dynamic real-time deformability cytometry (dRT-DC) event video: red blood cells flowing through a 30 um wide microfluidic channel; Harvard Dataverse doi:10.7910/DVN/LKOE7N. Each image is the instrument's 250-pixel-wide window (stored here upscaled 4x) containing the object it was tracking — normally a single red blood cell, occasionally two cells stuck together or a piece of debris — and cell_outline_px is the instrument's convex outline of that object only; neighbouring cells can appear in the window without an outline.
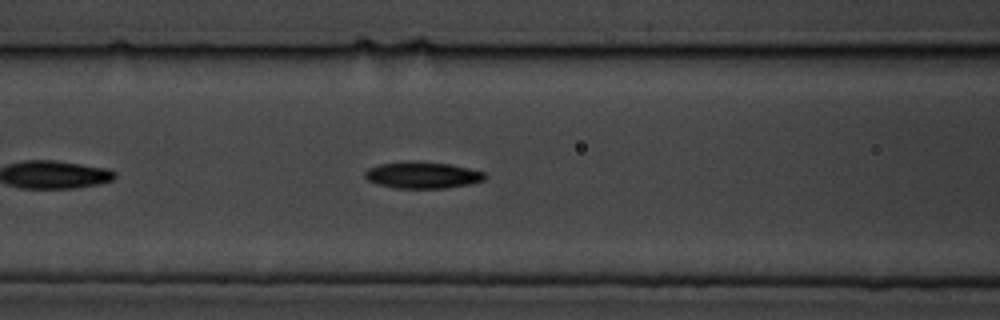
{"species": "common noctule bat (a hibernating species)", "species_latin": "Nyctalus noctula", "temperature_condition": "cold", "stored_images_in_passage": 47, "camera_frame_rate_fps": 3000, "um_per_image_px": 0.085, "animal": {"sex": "male", "body_mass_g": 19.5, "forearm_length_mm": 54.6}, "frame": {"image": 1, "passage_image": 10, "time_ms": 3.0, "image_size_px": [1000, 320], "cell_outline_px": [[488, 176], [484, 180], [468, 184], [444, 188], [396, 188], [376, 184], [368, 180], [364, 176], [364, 172], [368, 168], [380, 164], [408, 160], [412, 160], [448, 164], [468, 168], [484, 172]], "centroid_in_image_um": [35.88, 14.87], "position_along_channel_um": 130.7, "area_um2": 18.67}}
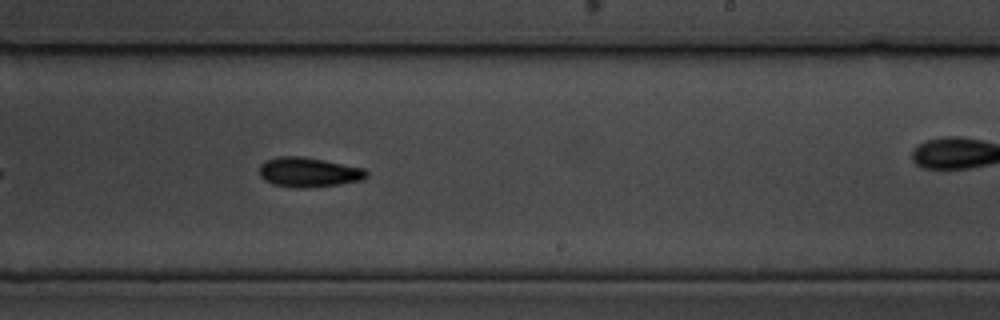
{"frame": {"image": 2, "passage_image": 22, "time_ms": 7.0, "image_size_px": [1000, 320], "cell_outline_px": [[368, 176], [364, 180], [340, 184], [308, 188], [296, 188], [272, 184], [264, 180], [260, 176], [260, 164], [276, 156], [300, 156], [324, 160], [364, 168], [368, 172]], "centroid_in_image_um": [26.25, 14.65], "position_along_channel_um": 262.7, "area_um2": 18.67}}
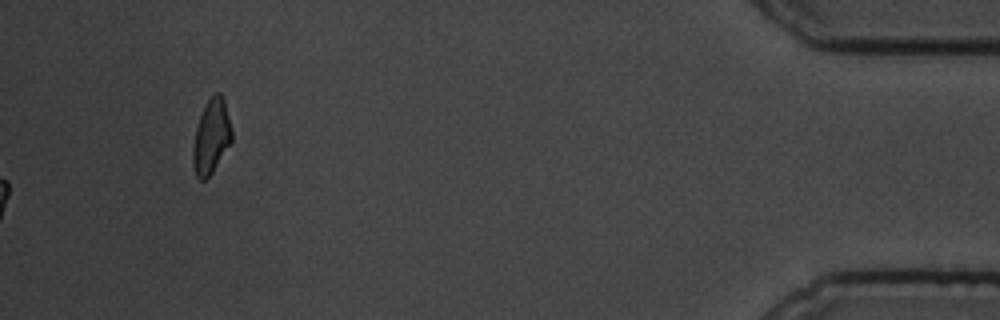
{"frame": {"image": 3, "passage_image": 47, "time_ms": 15.333, "image_size_px": [1000, 320], "cell_outline_px": [[232, 140], [212, 172], [204, 180], [200, 180], [196, 176], [192, 164], [192, 148], [196, 128], [204, 104], [216, 92], [220, 92], [224, 100], [232, 132]], "centroid_in_image_um": [17.94, 11.61], "position_along_channel_um": 417.3, "area_um2": 16.65}, "authors_computed_cell_mechanics": {"area_um2": 17.5712, "velocity_mm_per_s": 3.3065, "shape_relaxation_time_tau1_ms": 2.8464, "shape_relaxation_time_tau2_ms": null, "deformation_change_tau1": 0.1246, "deformation_change_tau2": null}}